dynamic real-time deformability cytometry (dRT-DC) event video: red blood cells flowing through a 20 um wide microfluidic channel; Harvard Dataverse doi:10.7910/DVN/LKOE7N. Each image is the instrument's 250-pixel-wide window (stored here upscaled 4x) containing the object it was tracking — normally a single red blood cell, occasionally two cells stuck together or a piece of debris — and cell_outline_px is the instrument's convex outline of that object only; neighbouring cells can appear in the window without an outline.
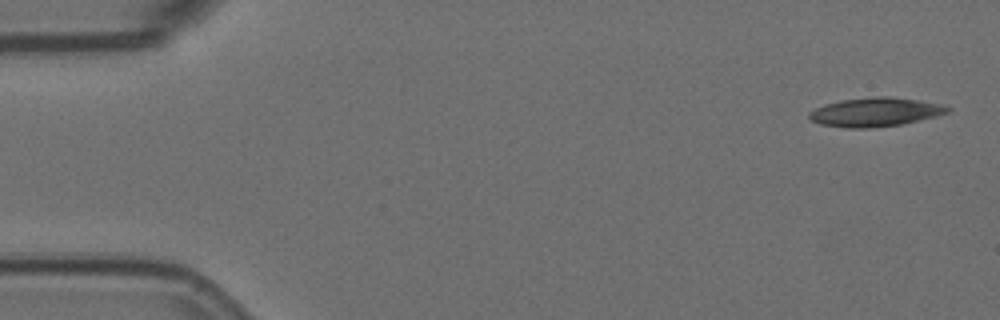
{"species": "Egyptian fruit bat (a non-hibernating species)", "species_latin": "Rousettus aegyptiacus", "temperature_condition": "room temperature", "stored_images_in_passage": 5, "camera_frame_rate_fps": 3000, "um_per_image_px": 0.085, "animal": {"sex": "female"}, "frame": {"image": 1, "passage_image": 1, "time_ms": 0.0, "image_size_px": [1000, 320], "cell_outline_px": [[952, 108], [948, 112], [936, 116], [900, 124], [868, 128], [848, 128], [820, 124], [812, 120], [808, 116], [808, 112], [824, 104], [840, 100], [876, 96], [888, 96], [944, 104]], "centroid_in_image_um": [74.39, 9.52], "position_along_channel_um": 10.6, "area_um2": 23.18}}
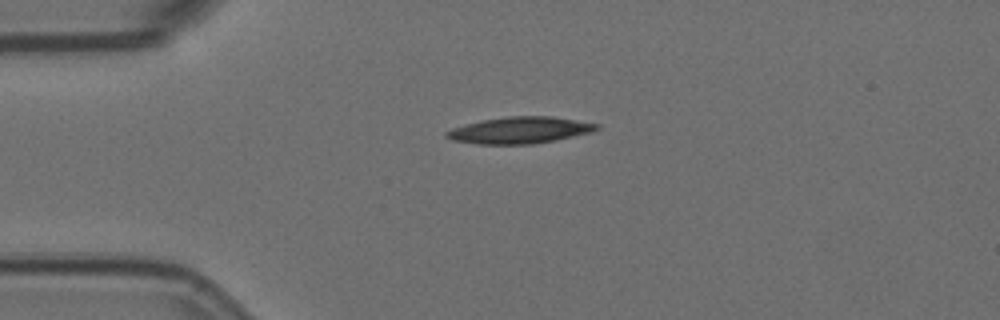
{"frame": {"image": 2, "passage_image": 4, "time_ms": 1.0, "image_size_px": [1000, 320], "cell_outline_px": [[600, 128], [592, 132], [556, 140], [532, 144], [476, 144], [452, 140], [444, 136], [444, 132], [452, 128], [484, 120], [508, 116], [552, 116], [600, 124]], "centroid_in_image_um": [44.2, 11.07], "position_along_channel_um": 40.8, "area_um2": 23.24}}